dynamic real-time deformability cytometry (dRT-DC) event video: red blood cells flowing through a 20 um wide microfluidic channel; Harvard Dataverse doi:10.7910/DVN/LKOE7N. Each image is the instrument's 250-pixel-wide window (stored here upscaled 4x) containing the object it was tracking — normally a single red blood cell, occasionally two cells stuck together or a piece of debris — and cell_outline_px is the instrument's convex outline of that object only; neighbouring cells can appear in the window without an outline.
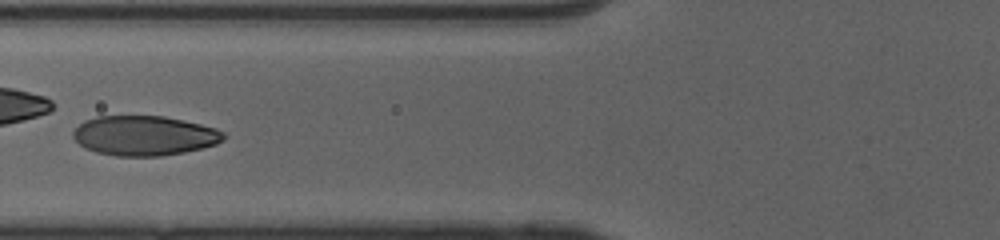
{"species": "human", "species_latin": "Homo sapiens", "temperature_condition": "cold", "stored_images_in_passage": 39, "camera_frame_rate_fps": 3000, "um_per_image_px": 0.085, "donor": {"sex": "female"}, "frame": {"image": 1, "passage_image": 17, "time_ms": 5.333, "image_size_px": [1000, 240], "cell_outline_px": [[224, 140], [216, 144], [184, 152], [160, 156], [116, 156], [96, 152], [84, 148], [72, 136], [72, 132], [84, 120], [96, 116], [164, 116], [200, 124], [216, 128], [224, 132]], "centroid_in_image_um": [12.24, 11.53], "position_along_channel_um": 113.6, "area_um2": 34.85}}
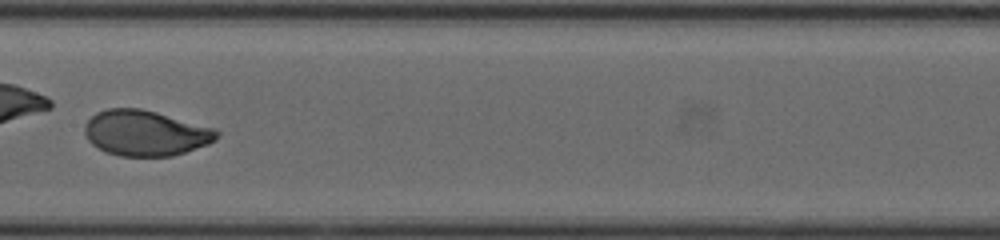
{"frame": {"image": 2, "passage_image": 23, "time_ms": 7.333, "image_size_px": [1000, 240], "cell_outline_px": [[220, 136], [216, 140], [208, 144], [172, 156], [120, 156], [104, 152], [92, 144], [88, 140], [84, 132], [84, 124], [96, 112], [108, 108], [140, 108], [156, 112], [216, 128], [220, 132]], "centroid_in_image_um": [12.37, 11.31], "position_along_channel_um": 195.0, "area_um2": 35.26}, "authors_computed_cell_mechanics": {"area_um2": 34.5644, "velocity_mm_per_s": 4.0707, "shape_relaxation_time_tau1_ms": 2.978, "shape_relaxation_time_tau2_ms": null, "deformation_change_tau1": 0.1563, "deformation_change_tau2": null}}